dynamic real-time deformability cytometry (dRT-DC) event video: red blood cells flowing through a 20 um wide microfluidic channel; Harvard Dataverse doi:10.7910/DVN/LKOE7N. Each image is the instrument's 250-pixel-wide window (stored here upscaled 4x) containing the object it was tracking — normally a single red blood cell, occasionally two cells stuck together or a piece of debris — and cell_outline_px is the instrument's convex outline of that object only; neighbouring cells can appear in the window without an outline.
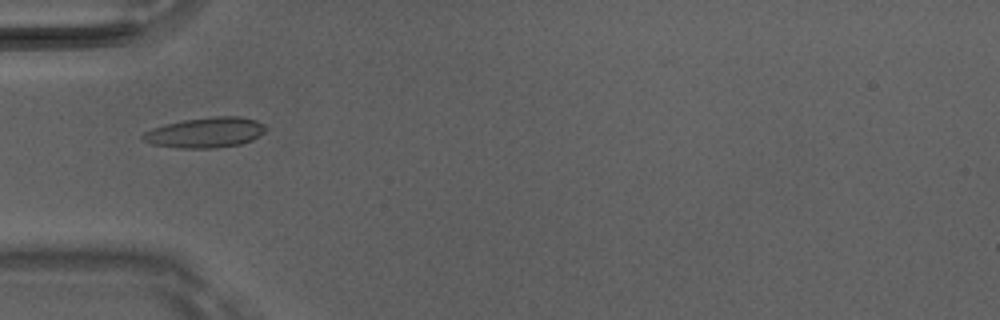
{"species": "Egyptian fruit bat (a non-hibernating species)", "species_latin": "Rousettus aegyptiacus", "temperature_condition": "room temperature", "stored_images_in_passage": 2, "camera_frame_rate_fps": 3000, "um_per_image_px": 0.085, "animal": {"sex": "male"}, "frame": {"image": 1, "passage_image": 1, "time_ms": 0.0, "image_size_px": [1000, 320], "cell_outline_px": [[268, 128], [264, 132], [252, 140], [240, 144], [216, 148], [180, 148], [152, 144], [144, 140], [140, 136], [144, 132], [152, 128], [164, 124], [184, 120], [212, 116], [240, 116], [256, 120], [264, 124]], "centroid_in_image_um": [17.48, 11.26], "position_along_channel_um": 67.5, "area_um2": 21.79}}